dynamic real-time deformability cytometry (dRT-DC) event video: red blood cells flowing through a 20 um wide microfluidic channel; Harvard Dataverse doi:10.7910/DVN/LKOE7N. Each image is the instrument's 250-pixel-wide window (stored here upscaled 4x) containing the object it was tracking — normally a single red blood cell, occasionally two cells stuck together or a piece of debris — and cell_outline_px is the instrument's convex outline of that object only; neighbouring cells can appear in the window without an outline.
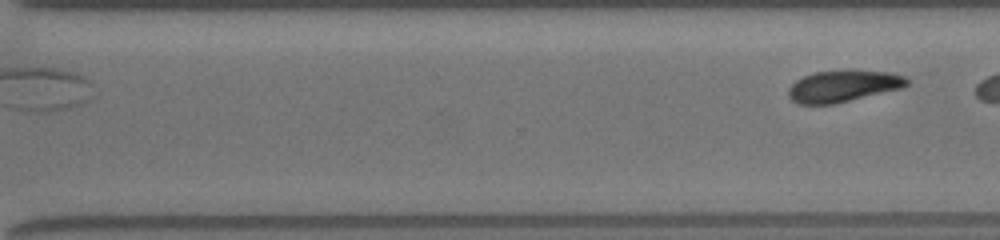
{"species": "common noctule bat (a hibernating species)", "species_latin": "Nyctalus noctula", "temperature_condition": "room temperature", "stored_images_in_passage": 30, "segment_of_instrument_passage": [2, 2], "camera_frame_rate_fps": 3000, "um_per_image_px": 0.085, "animal": {"sex": "female", "body_mass_g": 19.5, "forearm_length_mm": 54.1}, "frame": {"image": 1, "passage_image": 30, "time_ms": 9.333, "image_size_px": [1000, 240], "cell_outline_px": [[908, 84], [904, 88], [832, 104], [796, 104], [788, 96], [788, 88], [796, 80], [804, 76], [816, 72], [844, 68], [848, 68], [888, 72], [904, 76], [908, 80]], "centroid_in_image_um": [71.67, 7.29], "position_along_channel_um": 298.9, "area_um2": 22.31}}